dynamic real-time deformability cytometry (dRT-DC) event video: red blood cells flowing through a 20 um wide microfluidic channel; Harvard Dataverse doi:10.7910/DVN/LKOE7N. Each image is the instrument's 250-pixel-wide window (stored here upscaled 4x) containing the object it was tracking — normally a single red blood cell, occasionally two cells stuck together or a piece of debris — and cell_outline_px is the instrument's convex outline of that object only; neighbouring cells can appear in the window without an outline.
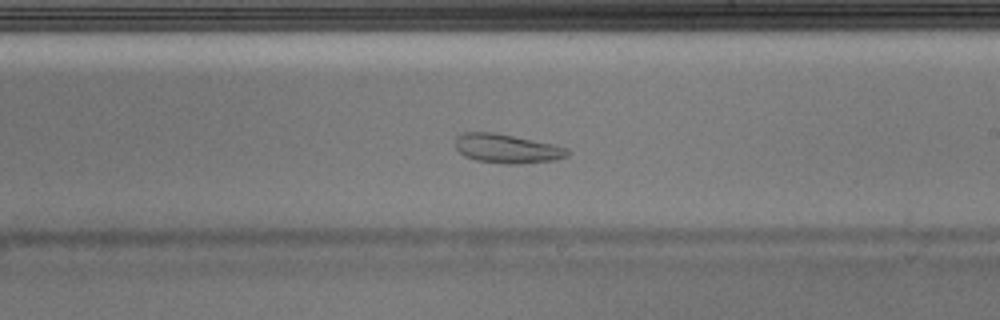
{"species": "Egyptian fruit bat (a non-hibernating species)", "species_latin": "Rousettus aegyptiacus", "temperature_condition": "warm", "stored_images_in_passage": 41, "camera_frame_rate_fps": 3000, "um_per_image_px": 0.085, "animal": {"sex": "male"}, "frame": {"image": 1, "passage_image": 24, "time_ms": 7.667, "image_size_px": [1000, 320], "cell_outline_px": [[572, 152], [568, 156], [556, 160], [520, 164], [504, 164], [476, 160], [464, 156], [456, 148], [456, 136], [464, 132], [496, 132], [552, 144], [568, 148]], "centroid_in_image_um": [43.12, 12.63], "position_along_channel_um": 245.9, "area_um2": 19.19}}